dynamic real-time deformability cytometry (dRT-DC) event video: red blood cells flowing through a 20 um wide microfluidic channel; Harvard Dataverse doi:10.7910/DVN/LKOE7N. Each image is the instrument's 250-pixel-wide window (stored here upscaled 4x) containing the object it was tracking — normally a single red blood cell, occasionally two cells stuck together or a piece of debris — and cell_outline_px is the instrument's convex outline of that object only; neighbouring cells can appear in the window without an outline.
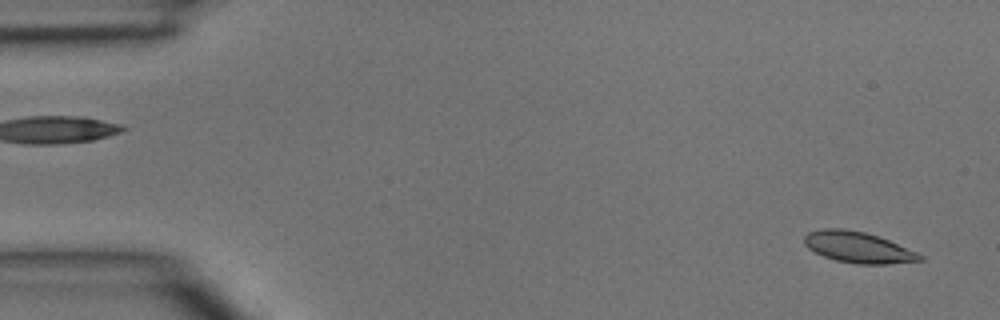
{"species": "common noctule bat (a hibernating species)", "species_latin": "Nyctalus noctula", "temperature_condition": "room temperature", "stored_images_in_passage": 44, "camera_frame_rate_fps": 3000, "um_per_image_px": 0.085, "animal": {"sex": "male", "body_mass_g": 15.6}, "frame": {"image": 1, "passage_image": 2, "time_ms": 0.333, "image_size_px": [1000, 320], "cell_outline_px": [[924, 260], [888, 264], [856, 264], [836, 260], [824, 256], [808, 248], [804, 244], [804, 236], [808, 232], [824, 228], [840, 228], [864, 232], [880, 236], [916, 252], [924, 256]], "centroid_in_image_um": [72.94, 21.02], "position_along_channel_um": 12.1, "area_um2": 20.87}}
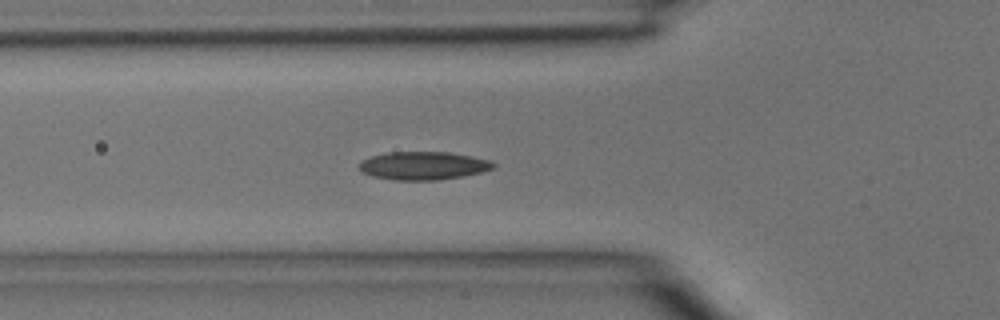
{"frame": {"image": 2, "passage_image": 15, "time_ms": 4.667, "image_size_px": [1000, 320], "cell_outline_px": [[496, 168], [464, 176], [436, 180], [392, 180], [372, 176], [360, 172], [360, 160], [372, 156], [388, 152], [448, 152], [472, 156], [492, 160], [496, 164]], "centroid_in_image_um": [36.0, 14.08], "position_along_channel_um": 89.8, "area_um2": 22.2}}
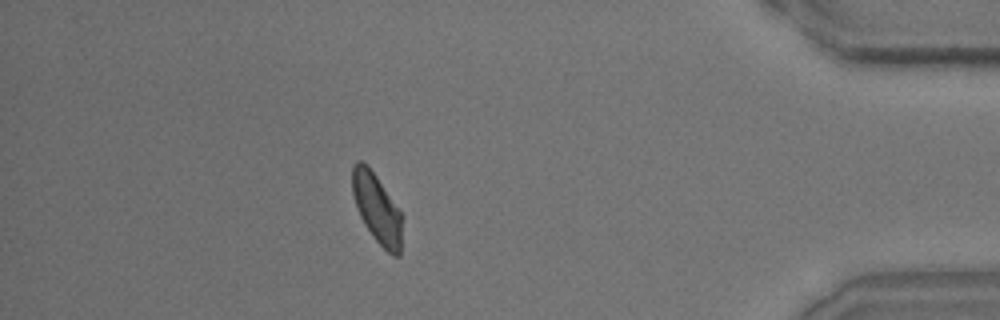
{"frame": {"image": 3, "passage_image": 39, "time_ms": 12.667, "image_size_px": [1000, 320], "cell_outline_px": [[400, 256], [392, 256], [372, 236], [364, 224], [356, 208], [352, 192], [352, 164], [356, 160], [360, 160], [368, 164], [400, 212]], "centroid_in_image_um": [31.97, 17.67], "position_along_channel_um": 403.2, "area_um2": 19.77}}